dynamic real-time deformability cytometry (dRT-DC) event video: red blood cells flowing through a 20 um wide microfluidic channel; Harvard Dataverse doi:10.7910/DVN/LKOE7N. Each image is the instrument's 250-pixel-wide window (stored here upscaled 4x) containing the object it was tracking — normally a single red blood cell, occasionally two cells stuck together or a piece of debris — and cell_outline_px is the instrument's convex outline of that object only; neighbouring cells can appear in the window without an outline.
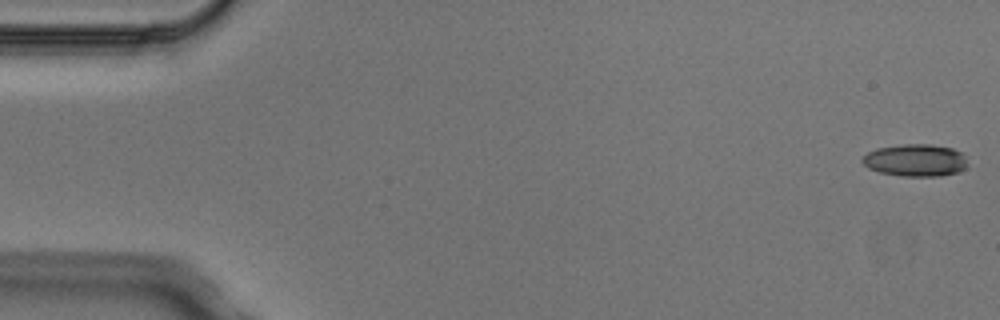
{"species": "Egyptian fruit bat (a non-hibernating species)", "species_latin": "Rousettus aegyptiacus", "temperature_condition": "cold", "stored_images_in_passage": 5, "camera_frame_rate_fps": 3000, "um_per_image_px": 0.085, "animal": {"sex": "male"}, "frame": {"image": 1, "passage_image": 1, "time_ms": 0.0, "image_size_px": [1000, 320], "cell_outline_px": [[968, 164], [960, 172], [940, 176], [900, 176], [880, 172], [868, 168], [860, 160], [868, 152], [876, 148], [904, 144], [932, 144], [952, 148], [960, 152], [964, 156]], "centroid_in_image_um": [77.81, 13.62], "position_along_channel_um": 7.2, "area_um2": 19.88}}
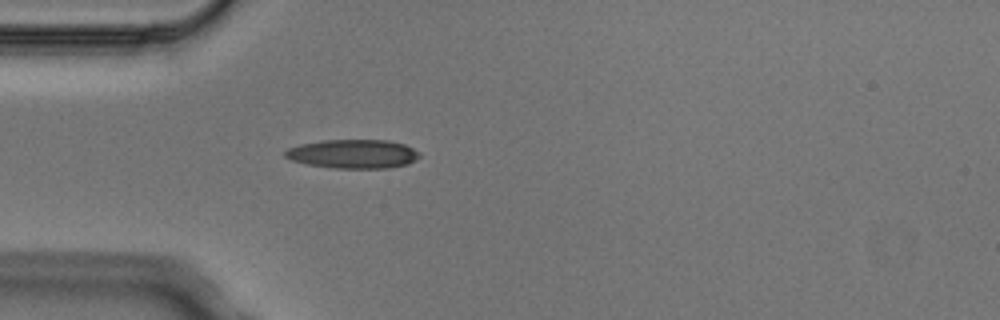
{"frame": {"image": 2, "passage_image": 5, "time_ms": 1.333, "image_size_px": [1000, 320], "cell_outline_px": [[420, 156], [416, 160], [408, 164], [388, 168], [332, 168], [308, 164], [292, 160], [284, 156], [284, 152], [288, 148], [300, 144], [320, 140], [388, 140], [404, 144], [420, 152]], "centroid_in_image_um": [30.02, 13.08], "position_along_channel_um": 55.0, "area_um2": 22.72}}